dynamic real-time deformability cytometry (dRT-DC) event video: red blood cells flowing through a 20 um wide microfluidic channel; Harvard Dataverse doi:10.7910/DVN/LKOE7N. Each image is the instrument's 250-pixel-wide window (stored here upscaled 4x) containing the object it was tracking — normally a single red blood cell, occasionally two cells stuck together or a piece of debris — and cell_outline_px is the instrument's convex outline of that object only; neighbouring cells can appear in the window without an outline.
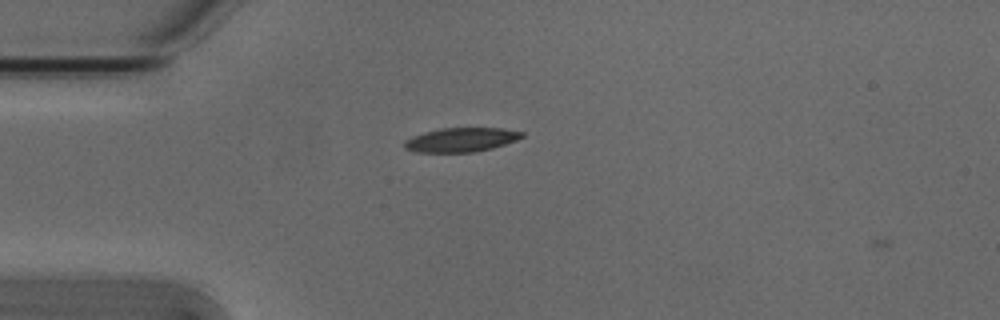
{"species": "Egyptian fruit bat (a non-hibernating species)", "species_latin": "Rousettus aegyptiacus", "temperature_condition": "cold", "stored_images_in_passage": 2, "camera_frame_rate_fps": 3000, "um_per_image_px": 0.085, "animal": {"sex": "male"}, "frame": {"image": 1, "passage_image": 1, "time_ms": 0.0, "image_size_px": [1000, 320], "cell_outline_px": [[524, 136], [516, 140], [492, 148], [472, 152], [416, 152], [404, 148], [404, 140], [412, 136], [424, 132], [440, 128], [504, 128], [524, 132]], "centroid_in_image_um": [39.18, 11.87], "position_along_channel_um": 45.8, "area_um2": 16.53}}